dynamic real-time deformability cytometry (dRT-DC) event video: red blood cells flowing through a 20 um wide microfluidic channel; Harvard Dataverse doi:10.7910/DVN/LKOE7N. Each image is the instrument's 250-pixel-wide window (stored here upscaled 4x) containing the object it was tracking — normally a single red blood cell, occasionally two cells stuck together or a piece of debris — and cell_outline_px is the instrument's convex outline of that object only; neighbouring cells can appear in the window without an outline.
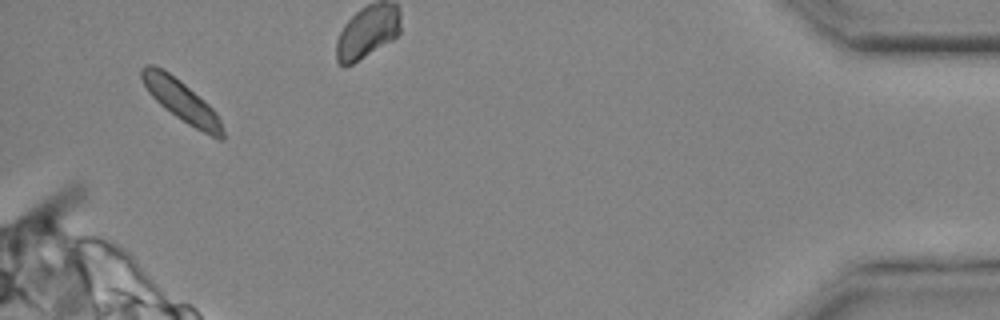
{"species": "common noctule bat (a hibernating species)", "species_latin": "Nyctalus noctula", "temperature_condition": "cold", "stored_images_in_passage": 24, "camera_frame_rate_fps": 3000, "um_per_image_px": 0.085, "animal": {"sex": "male", "body_mass_g": 20.4}, "frame": {"image": 1, "passage_image": 24, "time_ms": 7.667, "image_size_px": [1000, 320], "cell_outline_px": [[224, 140], [216, 140], [188, 124], [176, 116], [160, 104], [148, 92], [140, 76], [140, 68], [144, 64], [152, 64], [168, 72], [180, 80], [204, 100], [216, 112], [220, 120], [224, 132]], "centroid_in_image_um": [15.43, 8.58], "position_along_channel_um": 419.8, "area_um2": 19.42}}